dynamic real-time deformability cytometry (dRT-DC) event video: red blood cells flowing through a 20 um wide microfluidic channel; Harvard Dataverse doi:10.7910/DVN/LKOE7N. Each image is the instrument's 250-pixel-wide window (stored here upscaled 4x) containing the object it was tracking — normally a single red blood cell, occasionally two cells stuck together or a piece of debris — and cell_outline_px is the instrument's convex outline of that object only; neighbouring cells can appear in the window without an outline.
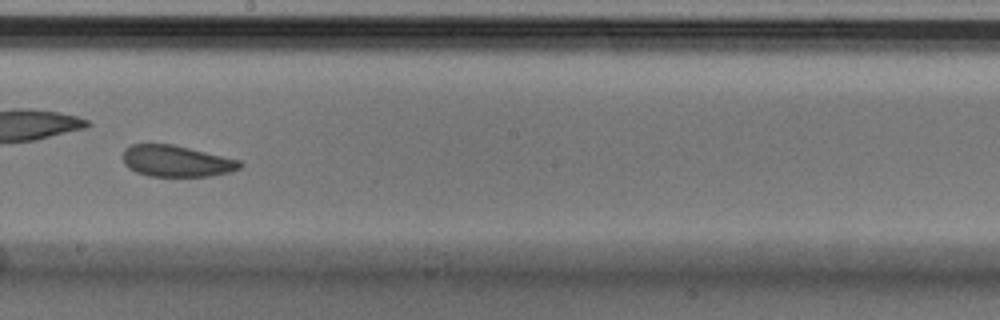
{"species": "Egyptian fruit bat (a non-hibernating species)", "species_latin": "Rousettus aegyptiacus", "temperature_condition": "cold", "stored_images_in_passage": 54, "camera_frame_rate_fps": 3000, "um_per_image_px": 0.085, "animal": {"sex": "male"}, "frame": {"image": 1, "passage_image": 31, "time_ms": 10.0, "image_size_px": [1000, 320], "cell_outline_px": [[244, 164], [240, 168], [232, 172], [212, 176], [148, 176], [136, 172], [128, 168], [124, 164], [124, 148], [132, 144], [172, 144], [240, 160]], "centroid_in_image_um": [15.01, 13.7], "position_along_channel_um": 233.2, "area_um2": 21.44}, "authors_computed_cell_mechanics": {"area_um2": 22.7443, "velocity_mm_per_s": 3.7684, "shape_relaxation_time_tau1_ms": 5.5057, "shape_relaxation_time_tau2_ms": 3.6321, "deformation_change_tau1": 0.1023, "deformation_change_tau2": 0.0599}}